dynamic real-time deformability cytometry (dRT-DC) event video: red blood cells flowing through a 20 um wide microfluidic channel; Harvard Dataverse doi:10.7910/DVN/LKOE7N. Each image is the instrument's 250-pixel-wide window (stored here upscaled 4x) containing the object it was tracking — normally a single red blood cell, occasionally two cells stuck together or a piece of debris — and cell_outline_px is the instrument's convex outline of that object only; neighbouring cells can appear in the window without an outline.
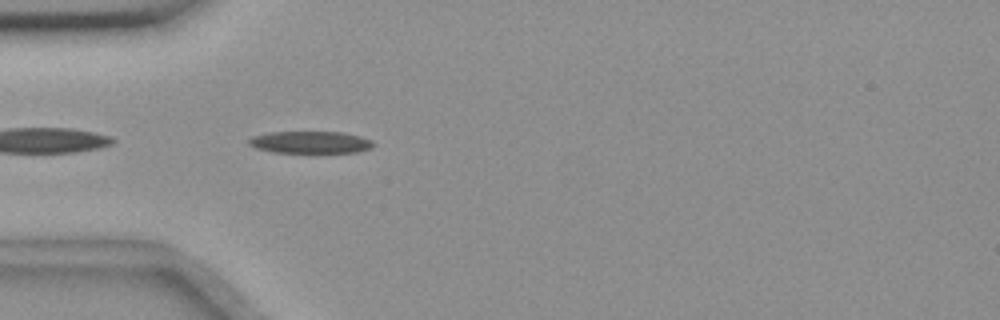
{"species": "common noctule bat (a hibernating species)", "species_latin": "Nyctalus noctula", "temperature_condition": "room temperature", "stored_images_in_passage": 18, "camera_frame_rate_fps": 3000, "um_per_image_px": 0.085, "animal": {"sex": "female", "body_mass_g": 18.4}, "frame": {"image": 1, "passage_image": 2, "time_ms": 0.333, "image_size_px": [1000, 320], "cell_outline_px": [[376, 144], [372, 148], [356, 152], [272, 152], [256, 148], [248, 144], [248, 140], [252, 136], [268, 132], [344, 132], [360, 136], [372, 140]], "centroid_in_image_um": [26.4, 12.08], "position_along_channel_um": 58.6, "area_um2": 16.07}}
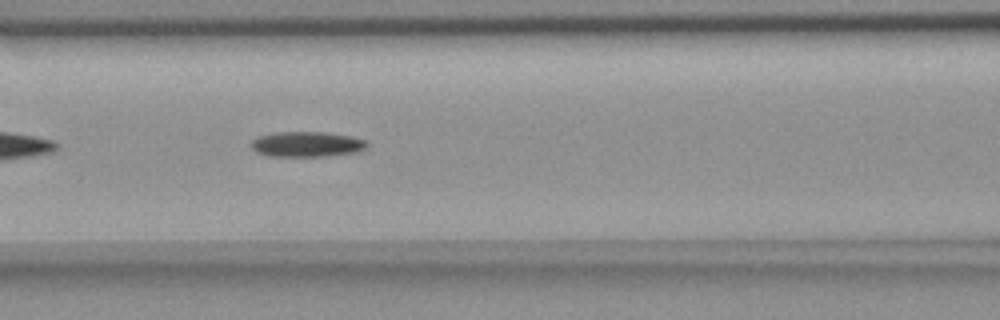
{"frame": {"image": 2, "passage_image": 9, "time_ms": 2.667, "image_size_px": [1000, 320], "cell_outline_px": [[368, 144], [364, 148], [352, 152], [320, 156], [268, 156], [256, 152], [252, 148], [252, 140], [256, 136], [276, 132], [324, 132], [348, 136], [364, 140]], "centroid_in_image_um": [25.98, 12.25], "position_along_channel_um": 140.6, "area_um2": 16.7}}
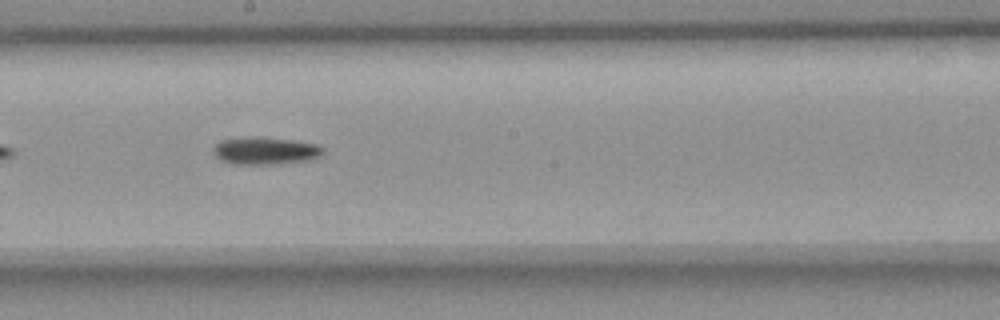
{"frame": {"image": 3, "passage_image": 16, "time_ms": 5.0, "image_size_px": [1000, 320], "cell_outline_px": [[324, 152], [320, 156], [312, 160], [276, 164], [232, 164], [220, 160], [212, 152], [212, 148], [220, 140], [240, 136], [248, 136], [292, 140], [316, 144], [324, 148]], "centroid_in_image_um": [22.51, 12.81], "position_along_channel_um": 225.7, "area_um2": 17.86}}